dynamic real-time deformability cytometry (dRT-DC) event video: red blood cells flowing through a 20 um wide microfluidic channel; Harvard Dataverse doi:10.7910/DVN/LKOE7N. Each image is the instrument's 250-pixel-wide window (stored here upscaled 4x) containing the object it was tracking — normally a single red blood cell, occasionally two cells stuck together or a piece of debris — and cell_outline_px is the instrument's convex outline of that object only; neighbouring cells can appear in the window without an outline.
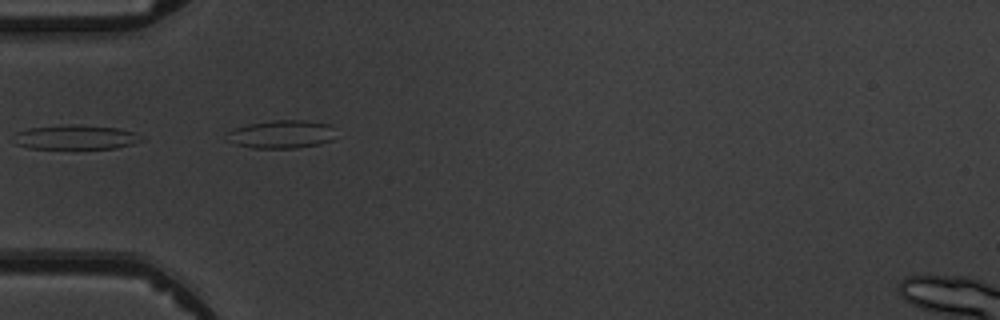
{"species": "common noctule bat (a hibernating species)", "species_latin": "Nyctalus noctula", "temperature_condition": "warm", "stored_images_in_passage": 7, "camera_frame_rate_fps": 3000, "um_per_image_px": 0.085, "animal": {"sex": "male", "body_mass_g": 19.5, "forearm_length_mm": 54.6}, "frame": {"image": 1, "passage_image": 5, "time_ms": 5.333, "image_size_px": [1000, 320], "cell_outline_px": [[332, 140], [320, 144], [296, 148], [252, 148], [236, 144], [228, 140], [228, 132], [236, 128], [248, 124], [272, 120], [304, 120], [332, 124]], "centroid_in_image_um": [23.94, 11.41], "position_along_channel_um": 61.1, "area_um2": 17.74}}
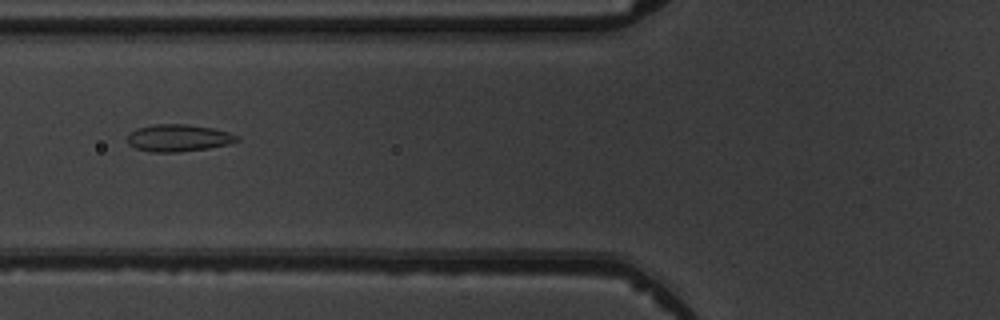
{"frame": {"image": 2, "passage_image": 6, "time_ms": 6.667, "image_size_px": [1000, 320], "cell_outline_px": [[240, 140], [228, 144], [208, 148], [176, 152], [152, 152], [136, 148], [128, 144], [128, 136], [136, 128], [152, 124], [188, 124], [212, 128], [228, 132], [240, 136]], "centroid_in_image_um": [15.18, 11.72], "position_along_channel_um": 110.6, "area_um2": 17.28}}
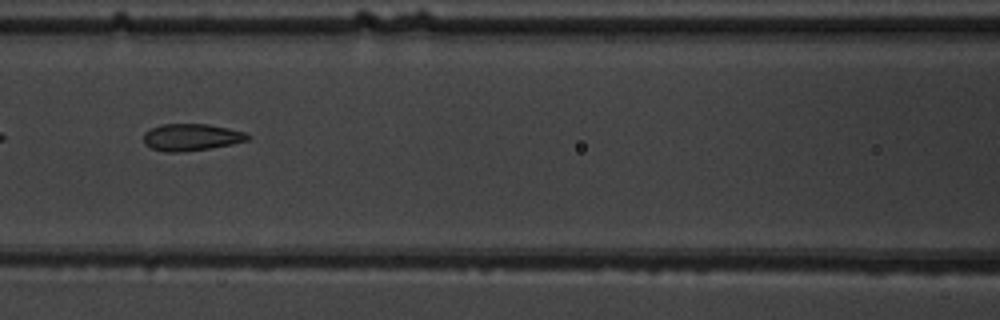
{"frame": {"image": 3, "passage_image": 7, "time_ms": 7.667, "image_size_px": [1000, 320], "cell_outline_px": [[252, 136], [248, 140], [232, 144], [208, 148], [176, 152], [168, 152], [152, 148], [144, 144], [144, 132], [160, 124], [208, 124], [228, 128], [244, 132]], "centroid_in_image_um": [16.26, 11.65], "position_along_channel_um": 150.3, "area_um2": 16.18}}